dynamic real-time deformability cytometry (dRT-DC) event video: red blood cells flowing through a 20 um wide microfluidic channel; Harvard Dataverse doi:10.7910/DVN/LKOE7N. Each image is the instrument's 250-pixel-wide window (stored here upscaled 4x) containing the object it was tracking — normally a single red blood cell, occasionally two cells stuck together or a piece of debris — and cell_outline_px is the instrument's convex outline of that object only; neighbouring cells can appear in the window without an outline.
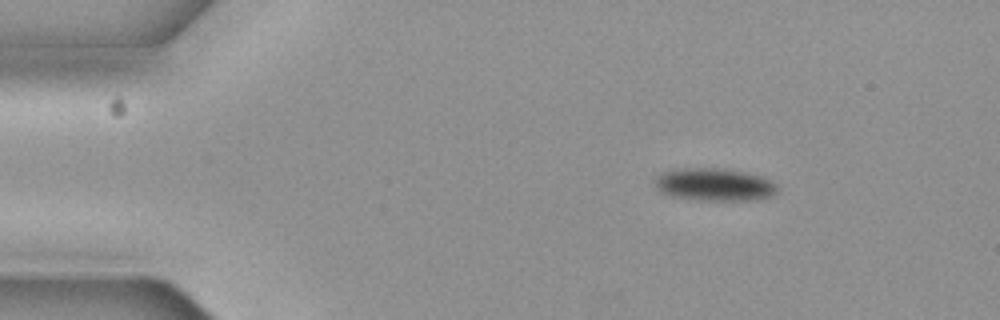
{"species": "common noctule bat (a hibernating species)", "species_latin": "Nyctalus noctula", "temperature_condition": "cold", "stored_images_in_passage": 12, "camera_frame_rate_fps": 3000, "um_per_image_px": 0.085, "animal": {"sex": "female", "body_mass_g": 19.3, "forearm_length_mm": 54.1}, "frame": {"image": 1, "passage_image": 1, "time_ms": 0.0, "image_size_px": [1000, 320], "cell_outline_px": [[776, 192], [772, 196], [764, 200], [692, 200], [672, 196], [660, 192], [656, 188], [656, 176], [664, 172], [680, 168], [716, 168], [740, 172], [760, 176], [776, 184]], "centroid_in_image_um": [60.71, 15.71], "position_along_channel_um": 24.3, "area_um2": 23.18}}
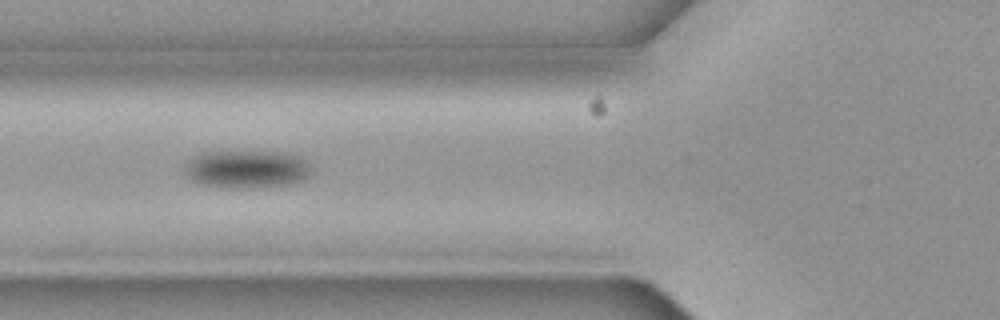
{"frame": {"image": 2, "passage_image": 4, "time_ms": 1.0, "image_size_px": [1000, 320], "cell_outline_px": [[308, 176], [304, 180], [288, 184], [200, 184], [192, 180], [184, 172], [184, 164], [192, 156], [200, 152], [284, 152], [308, 160]], "centroid_in_image_um": [20.93, 14.29], "position_along_channel_um": 104.9, "area_um2": 26.41}}
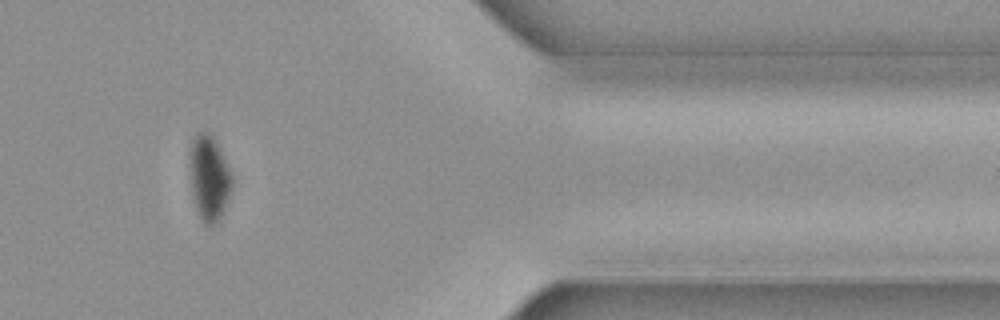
{"frame": {"image": 3, "passage_image": 11, "time_ms": 3.333, "image_size_px": [1000, 320], "cell_outline_px": [[232, 192], [216, 224], [204, 224], [196, 212], [192, 192], [188, 156], [188, 152], [192, 140], [196, 132], [208, 132], [216, 140], [232, 172]], "centroid_in_image_um": [17.76, 15.09], "position_along_channel_um": 393.6, "area_um2": 21.44}}